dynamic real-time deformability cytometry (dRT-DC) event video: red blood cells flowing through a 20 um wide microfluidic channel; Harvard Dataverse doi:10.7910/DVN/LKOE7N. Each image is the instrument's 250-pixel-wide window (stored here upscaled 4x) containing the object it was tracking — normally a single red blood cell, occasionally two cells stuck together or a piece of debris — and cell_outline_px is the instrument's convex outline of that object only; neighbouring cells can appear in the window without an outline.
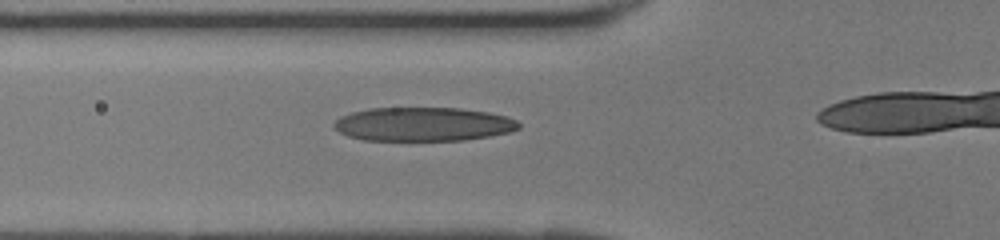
{"species": "human", "species_latin": "Homo sapiens", "temperature_condition": "room temperature", "stored_images_in_passage": 14, "camera_frame_rate_fps": 3000, "um_per_image_px": 0.085, "donor": {"sex": "female"}, "frame": {"image": 1, "passage_image": 10, "time_ms": 3.0, "image_size_px": [1000, 240], "cell_outline_px": [[520, 128], [508, 132], [488, 136], [464, 140], [364, 140], [348, 136], [340, 132], [332, 124], [340, 116], [352, 112], [368, 108], [460, 108], [488, 112], [508, 116], [516, 120], [520, 124]], "centroid_in_image_um": [35.97, 10.55], "position_along_channel_um": 89.8, "area_um2": 36.41}}
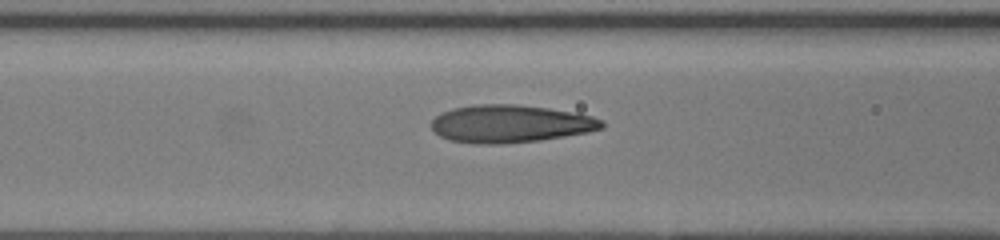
{"frame": {"image": 2, "passage_image": 12, "time_ms": 3.667, "image_size_px": [1000, 240], "cell_outline_px": [[604, 128], [588, 132], [540, 140], [500, 144], [472, 144], [448, 140], [440, 136], [432, 128], [432, 120], [440, 112], [452, 108], [472, 104], [516, 104], [548, 108], [576, 112], [592, 116], [604, 120]], "centroid_in_image_um": [43.37, 10.51], "position_along_channel_um": 123.2, "area_um2": 37.8}}